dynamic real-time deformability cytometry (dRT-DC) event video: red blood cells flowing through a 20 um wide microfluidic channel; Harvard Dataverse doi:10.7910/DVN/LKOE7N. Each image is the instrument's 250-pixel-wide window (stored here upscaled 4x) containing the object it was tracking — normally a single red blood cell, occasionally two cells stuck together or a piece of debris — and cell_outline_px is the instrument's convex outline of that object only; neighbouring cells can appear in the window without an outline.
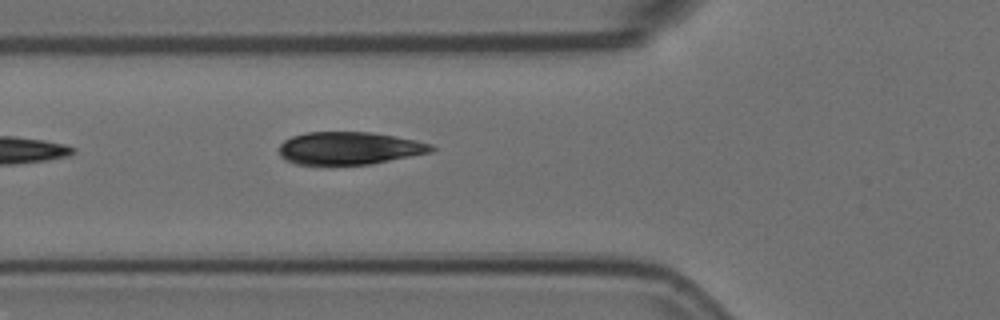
{"species": "Egyptian fruit bat (a non-hibernating species)", "species_latin": "Rousettus aegyptiacus", "temperature_condition": "room temperature", "stored_images_in_passage": 3, "camera_frame_rate_fps": 3000, "um_per_image_px": 0.085, "animal": {"sex": "female"}, "frame": {"image": 1, "passage_image": 3, "time_ms": 0.667, "image_size_px": [1000, 320], "cell_outline_px": [[436, 148], [432, 152], [368, 164], [296, 164], [284, 160], [280, 156], [280, 144], [284, 140], [292, 136], [308, 132], [372, 132], [416, 140], [432, 144]], "centroid_in_image_um": [29.68, 12.59], "position_along_channel_um": 96.1, "area_um2": 28.84}}